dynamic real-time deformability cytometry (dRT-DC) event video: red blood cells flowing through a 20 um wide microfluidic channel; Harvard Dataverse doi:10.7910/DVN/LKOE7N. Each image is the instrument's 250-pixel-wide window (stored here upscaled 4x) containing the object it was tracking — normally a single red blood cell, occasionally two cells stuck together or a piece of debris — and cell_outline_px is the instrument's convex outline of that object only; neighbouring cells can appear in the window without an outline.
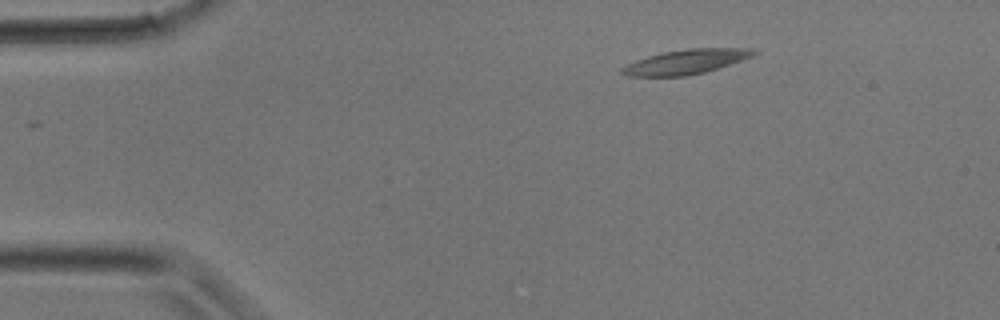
{"species": "common noctule bat (a hibernating species)", "species_latin": "Nyctalus noctula", "temperature_condition": "room temperature", "stored_images_in_passage": 28, "camera_frame_rate_fps": 3000, "um_per_image_px": 0.085, "animal": {"sex": "male", "body_mass_g": 17.9}, "frame": {"image": 1, "passage_image": 1, "time_ms": 0.0, "image_size_px": [1000, 320], "cell_outline_px": [[760, 52], [752, 56], [704, 72], [688, 76], [628, 76], [620, 72], [620, 68], [636, 60], [648, 56], [664, 52], [688, 48], [752, 48]], "centroid_in_image_um": [58.29, 5.24], "position_along_channel_um": 26.7, "area_um2": 18.67}}
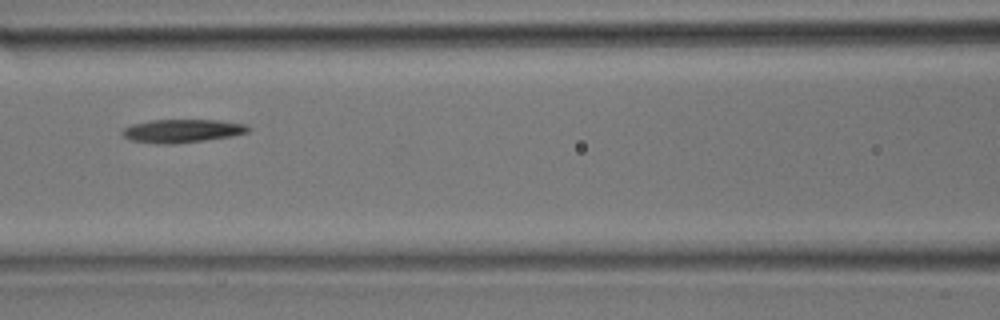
{"frame": {"image": 2, "passage_image": 10, "time_ms": 3.0, "image_size_px": [1000, 320], "cell_outline_px": [[252, 128], [248, 132], [232, 136], [204, 140], [172, 144], [156, 144], [128, 140], [120, 132], [124, 128], [132, 124], [152, 120], [220, 120], [244, 124]], "centroid_in_image_um": [15.46, 11.13], "position_along_channel_um": 151.1, "area_um2": 17.17}}
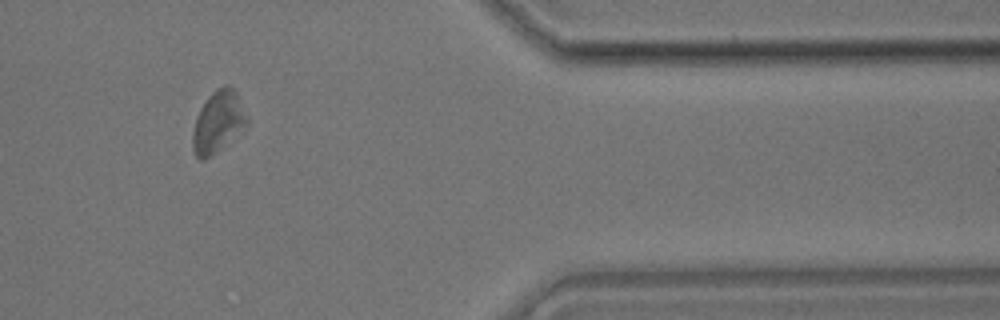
{"frame": {"image": 3, "passage_image": 23, "time_ms": 7.333, "image_size_px": [1000, 320], "cell_outline_px": [[248, 124], [204, 160], [200, 160], [196, 156], [192, 148], [192, 132], [196, 116], [200, 108], [208, 96], [216, 88], [224, 84], [228, 84], [236, 92], [248, 116]], "centroid_in_image_um": [18.51, 10.31], "position_along_channel_um": 392.9, "area_um2": 19.19}}